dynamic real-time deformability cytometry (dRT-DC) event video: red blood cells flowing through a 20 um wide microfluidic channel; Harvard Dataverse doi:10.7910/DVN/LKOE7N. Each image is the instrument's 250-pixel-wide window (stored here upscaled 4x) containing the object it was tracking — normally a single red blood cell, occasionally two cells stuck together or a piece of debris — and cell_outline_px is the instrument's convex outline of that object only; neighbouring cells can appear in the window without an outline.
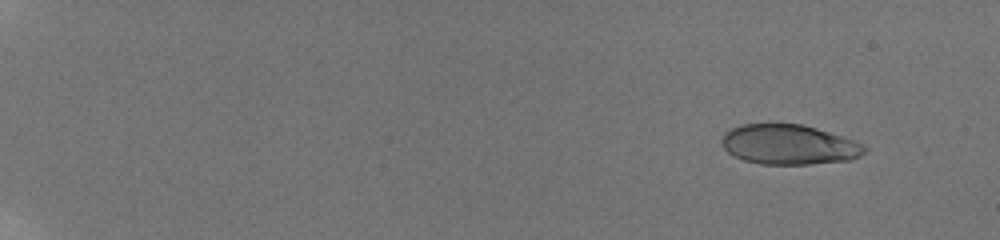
{"species": "human", "species_latin": "Homo sapiens", "temperature_condition": "room temperature", "stored_images_in_passage": 18, "camera_frame_rate_fps": 3000, "um_per_image_px": 0.085, "donor": {"sex": "male"}, "frame": {"image": 1, "passage_image": 3, "time_ms": 1.667, "image_size_px": [1000, 240], "cell_outline_px": [[868, 148], [860, 156], [852, 160], [808, 164], [760, 164], [744, 160], [728, 152], [720, 144], [720, 140], [724, 132], [740, 124], [768, 120], [772, 120], [800, 124], [816, 128], [852, 140]], "centroid_in_image_um": [66.97, 12.24], "position_along_channel_um": 18.0, "area_um2": 33.99}}
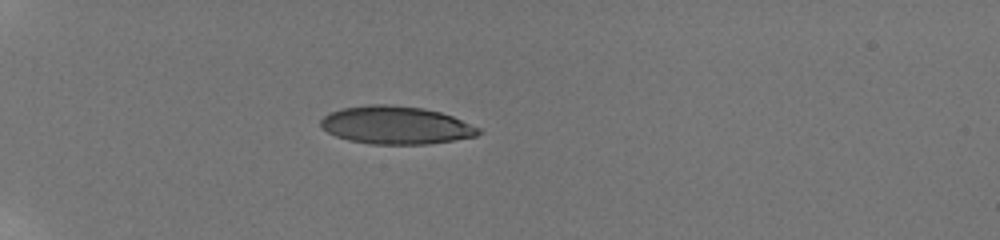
{"frame": {"image": 2, "passage_image": 15, "time_ms": 6.333, "image_size_px": [1000, 240], "cell_outline_px": [[484, 132], [476, 136], [428, 144], [368, 144], [348, 140], [336, 136], [328, 132], [320, 124], [320, 120], [328, 112], [344, 108], [368, 104], [388, 104], [424, 108], [440, 112], [452, 116], [480, 128]], "centroid_in_image_um": [33.65, 10.64], "position_along_channel_um": 51.3, "area_um2": 34.91}}